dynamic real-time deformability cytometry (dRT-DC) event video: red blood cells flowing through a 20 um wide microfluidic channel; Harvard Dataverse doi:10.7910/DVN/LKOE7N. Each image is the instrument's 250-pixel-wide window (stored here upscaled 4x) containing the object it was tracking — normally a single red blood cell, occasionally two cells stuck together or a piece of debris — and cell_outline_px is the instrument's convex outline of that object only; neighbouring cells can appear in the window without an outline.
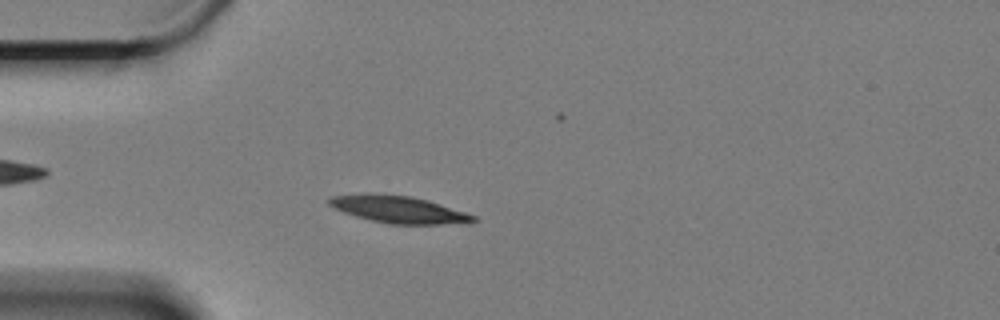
{"species": "Egyptian fruit bat (a non-hibernating species)", "species_latin": "Rousettus aegyptiacus", "temperature_condition": "cold", "stored_images_in_passage": 60, "camera_frame_rate_fps": 3000, "um_per_image_px": 0.085, "animal": {"sex": "female"}, "frame": {"image": 1, "passage_image": 16, "time_ms": 5.0, "image_size_px": [1000, 320], "cell_outline_px": [[476, 220], [468, 224], [388, 224], [356, 216], [344, 212], [328, 204], [328, 196], [368, 192], [412, 196], [428, 200], [476, 216]], "centroid_in_image_um": [33.87, 17.79], "position_along_channel_um": 51.1, "area_um2": 23.0}}
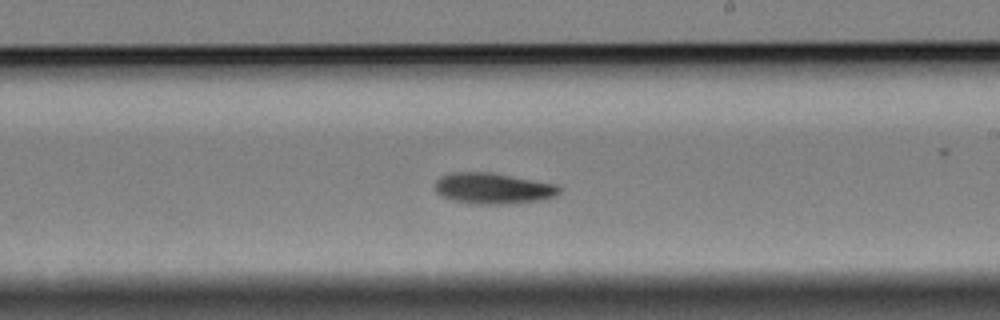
{"frame": {"image": 2, "passage_image": 35, "time_ms": 11.333, "image_size_px": [1000, 320], "cell_outline_px": [[560, 192], [544, 200], [504, 204], [476, 204], [452, 200], [436, 192], [436, 180], [440, 176], [452, 172], [488, 172], [556, 184], [560, 188]], "centroid_in_image_um": [41.89, 16.01], "position_along_channel_um": 247.1, "area_um2": 22.2}}
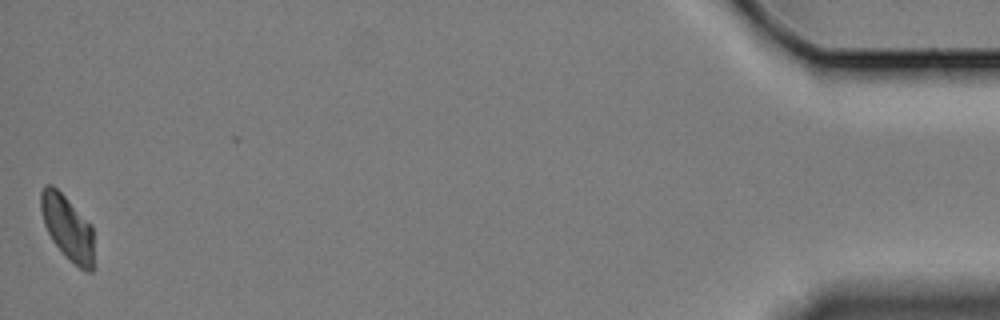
{"frame": {"image": 3, "passage_image": 60, "time_ms": 19.667, "image_size_px": [1000, 320], "cell_outline_px": [[96, 268], [92, 272], [84, 272], [64, 256], [52, 240], [44, 224], [40, 208], [40, 192], [44, 184], [52, 184], [92, 224]], "centroid_in_image_um": [5.78, 19.42], "position_along_channel_um": 429.4, "area_um2": 20.69}, "authors_computed_cell_mechanics": {"area_um2": 21.3571, "velocity_mm_per_s": 3.261, "shape_relaxation_time_tau1_ms": 6.0406, "shape_relaxation_time_tau2_ms": null, "deformation_change_tau1": 0.1305, "deformation_change_tau2": null}}